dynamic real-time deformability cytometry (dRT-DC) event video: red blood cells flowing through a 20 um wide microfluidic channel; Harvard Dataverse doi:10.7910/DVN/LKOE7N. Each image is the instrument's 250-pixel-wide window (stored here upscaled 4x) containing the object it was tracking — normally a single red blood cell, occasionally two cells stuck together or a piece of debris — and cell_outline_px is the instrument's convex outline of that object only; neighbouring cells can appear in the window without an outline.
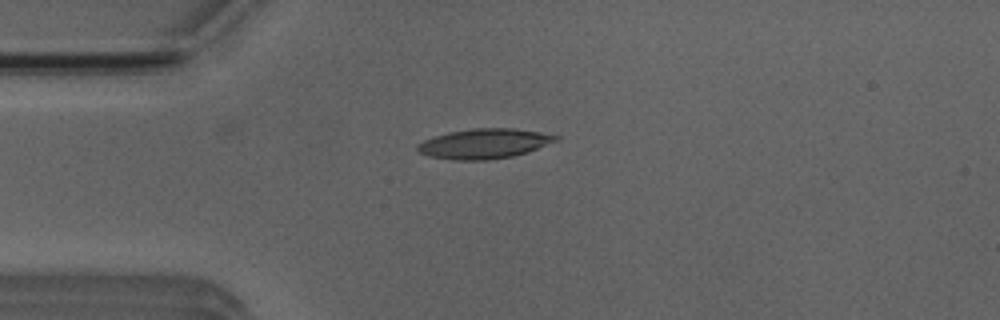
{"species": "Egyptian fruit bat (a non-hibernating species)", "species_latin": "Rousettus aegyptiacus", "temperature_condition": "room temperature", "stored_images_in_passage": 4, "camera_frame_rate_fps": 3000, "um_per_image_px": 0.085, "animal": {"sex": "male"}, "frame": {"image": 1, "passage_image": 4, "time_ms": 3.667, "image_size_px": [1000, 320], "cell_outline_px": [[560, 140], [512, 156], [488, 160], [452, 160], [428, 156], [420, 152], [416, 148], [416, 144], [424, 140], [448, 132], [472, 128], [516, 128], [560, 136]], "centroid_in_image_um": [41.13, 12.2], "position_along_channel_um": 43.9, "area_um2": 23.99}}